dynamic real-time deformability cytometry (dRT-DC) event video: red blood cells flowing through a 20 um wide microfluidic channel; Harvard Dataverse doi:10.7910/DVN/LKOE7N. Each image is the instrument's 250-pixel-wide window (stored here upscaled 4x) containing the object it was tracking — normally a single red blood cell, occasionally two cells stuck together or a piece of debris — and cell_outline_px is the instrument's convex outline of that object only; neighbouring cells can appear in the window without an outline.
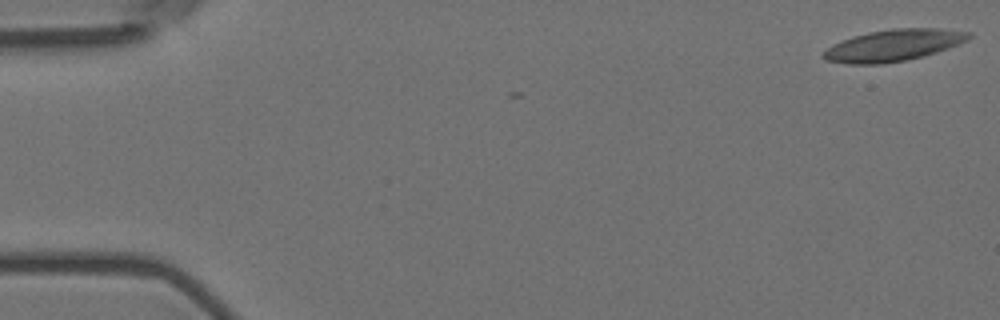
{"species": "Egyptian fruit bat (a non-hibernating species)", "species_latin": "Rousettus aegyptiacus", "temperature_condition": "room temperature", "stored_images_in_passage": 3, "camera_frame_rate_fps": 3000, "um_per_image_px": 0.085, "animal": {"sex": "female"}, "frame": {"image": 1, "passage_image": 1, "time_ms": 0.0, "image_size_px": [1000, 320], "cell_outline_px": [[972, 36], [968, 40], [960, 44], [924, 56], [908, 60], [884, 64], [848, 64], [824, 60], [820, 56], [832, 44], [852, 36], [868, 32], [892, 28], [936, 28], [972, 32]], "centroid_in_image_um": [75.94, 3.86], "position_along_channel_um": 9.1, "area_um2": 27.11}}